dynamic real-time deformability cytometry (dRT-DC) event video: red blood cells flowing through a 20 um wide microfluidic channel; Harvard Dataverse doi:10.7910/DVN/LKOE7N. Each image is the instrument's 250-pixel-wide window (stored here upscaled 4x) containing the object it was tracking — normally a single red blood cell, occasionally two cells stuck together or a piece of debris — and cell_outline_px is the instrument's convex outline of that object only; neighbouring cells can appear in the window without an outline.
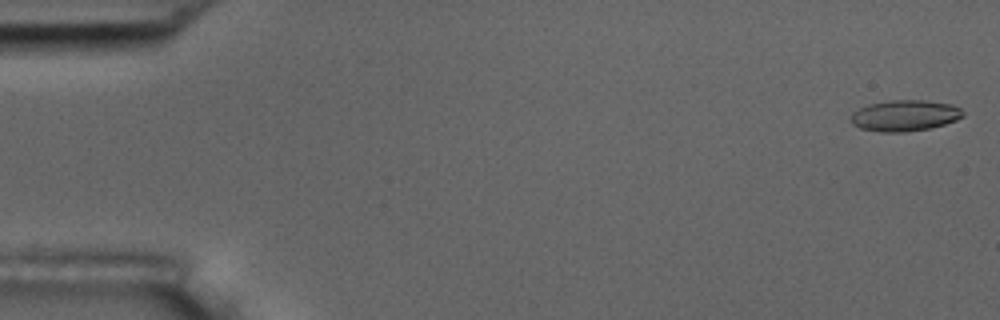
{"species": "common noctule bat (a hibernating species)", "species_latin": "Nyctalus noctula", "temperature_condition": "room temperature", "stored_images_in_passage": 54, "camera_frame_rate_fps": 3000, "um_per_image_px": 0.085, "animal": {"sex": "male", "body_mass_g": 17.5, "forearm_length_mm": 52.3}, "frame": {"image": 1, "passage_image": 1, "time_ms": 0.0, "image_size_px": [1000, 320], "cell_outline_px": [[964, 116], [956, 120], [944, 124], [928, 128], [904, 132], [880, 132], [860, 128], [852, 124], [848, 116], [852, 112], [868, 104], [888, 100], [924, 100], [952, 104], [960, 108], [964, 112]], "centroid_in_image_um": [76.87, 9.82], "position_along_channel_um": 8.1, "area_um2": 20.46}}
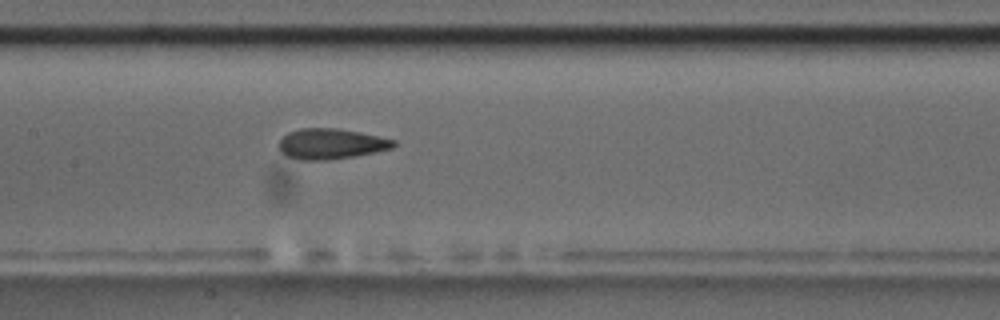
{"frame": {"image": 2, "passage_image": 26, "time_ms": 8.333, "image_size_px": [1000, 320], "cell_outline_px": [[396, 144], [392, 148], [356, 156], [328, 160], [300, 160], [288, 156], [280, 152], [280, 140], [288, 132], [300, 128], [336, 128], [360, 132], [380, 136], [396, 140]], "centroid_in_image_um": [28.15, 12.22], "position_along_channel_um": 179.2, "area_um2": 20.4}}
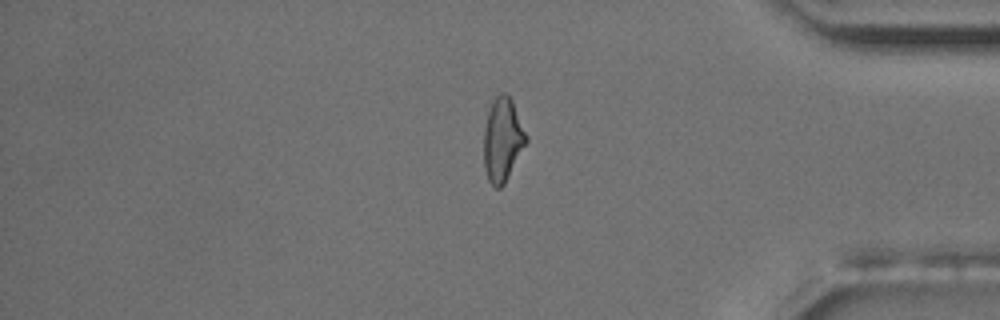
{"frame": {"image": 3, "passage_image": 45, "time_ms": 14.667, "image_size_px": [1000, 320], "cell_outline_px": [[528, 140], [504, 184], [500, 188], [496, 188], [488, 180], [484, 168], [484, 128], [488, 112], [492, 100], [500, 92], [508, 92], [512, 100], [528, 136]], "centroid_in_image_um": [42.72, 11.84], "position_along_channel_um": 392.5, "area_um2": 20.75}, "authors_computed_cell_mechanics": {"area_um2": 20.3745, "velocity_mm_per_s": 3.7476, "shape_relaxation_time_tau1_ms": 5.5496, "shape_relaxation_time_tau2_ms": 1.7273, "deformation_change_tau1": 0.1588, "deformation_change_tau2": 0.0996}}